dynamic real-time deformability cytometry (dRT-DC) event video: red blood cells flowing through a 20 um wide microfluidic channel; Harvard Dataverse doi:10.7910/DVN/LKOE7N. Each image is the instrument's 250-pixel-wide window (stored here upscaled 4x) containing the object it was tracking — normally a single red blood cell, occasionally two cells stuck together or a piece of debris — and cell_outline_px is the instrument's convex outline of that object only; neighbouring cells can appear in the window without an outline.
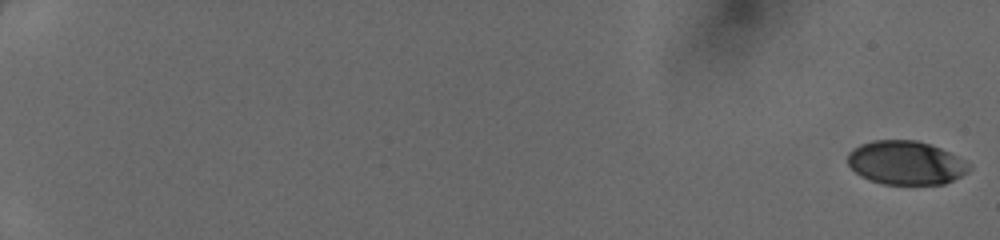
{"species": "human", "species_latin": "Homo sapiens", "temperature_condition": "cold", "stored_images_in_passage": 51, "camera_frame_rate_fps": 3000, "um_per_image_px": 0.085, "donor": {"sex": "female"}, "frame": {"image": 1, "passage_image": 1, "time_ms": 0.0, "image_size_px": [1000, 240], "cell_outline_px": [[972, 168], [968, 172], [944, 184], [884, 184], [860, 176], [848, 164], [848, 152], [852, 148], [860, 144], [872, 140], [916, 140], [940, 148], [972, 164]], "centroid_in_image_um": [76.99, 13.83], "position_along_channel_um": 8.0, "area_um2": 30.87}}
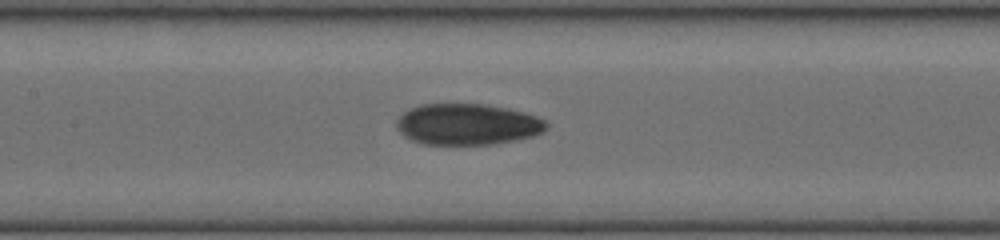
{"frame": {"image": 2, "passage_image": 28, "time_ms": 9.0, "image_size_px": [1000, 240], "cell_outline_px": [[548, 124], [540, 132], [532, 136], [492, 144], [424, 144], [412, 140], [404, 136], [396, 128], [396, 120], [404, 112], [420, 104], [484, 104], [508, 108], [524, 112], [536, 116], [544, 120]], "centroid_in_image_um": [39.69, 10.56], "position_along_channel_um": 167.7, "area_um2": 35.66}}
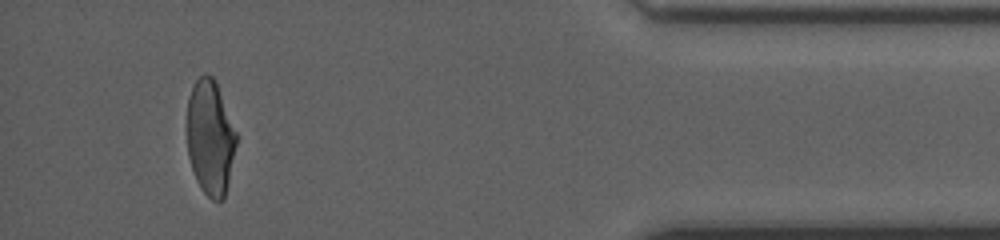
{"frame": {"image": 3, "passage_image": 48, "time_ms": 15.667, "image_size_px": [1000, 240], "cell_outline_px": [[236, 144], [228, 184], [224, 200], [212, 200], [200, 188], [196, 180], [188, 156], [188, 96], [196, 80], [200, 76], [212, 76], [216, 80], [236, 132]], "centroid_in_image_um": [17.87, 11.71], "position_along_channel_um": 417.3, "area_um2": 32.71}}